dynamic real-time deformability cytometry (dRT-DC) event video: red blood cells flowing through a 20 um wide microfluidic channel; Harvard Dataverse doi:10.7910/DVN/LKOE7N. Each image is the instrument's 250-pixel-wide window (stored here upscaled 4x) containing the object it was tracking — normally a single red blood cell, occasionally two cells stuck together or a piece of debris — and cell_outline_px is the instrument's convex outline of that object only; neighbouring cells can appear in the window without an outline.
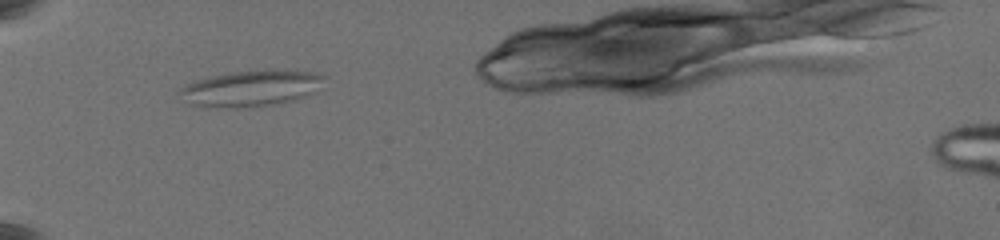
{"species": "common noctule bat (a hibernating species)", "species_latin": "Nyctalus noctula", "temperature_condition": "warm", "stored_images_in_passage": 35, "camera_frame_rate_fps": 3000, "um_per_image_px": 0.085, "animal": {"sex": "female", "body_mass_g": 19.5, "forearm_length_mm": 54.1}, "frame": {"image": 1, "passage_image": 1, "time_ms": 0.0, "image_size_px": [1000, 240], "cell_outline_px": [[324, 76], [316, 92], [292, 100], [268, 104], [236, 108], [228, 108], [192, 104], [176, 92], [180, 88], [188, 84], [200, 80], [232, 72], [272, 68], [316, 72]], "centroid_in_image_um": [21.39, 7.48], "position_along_channel_um": 63.6, "area_um2": 29.82}}
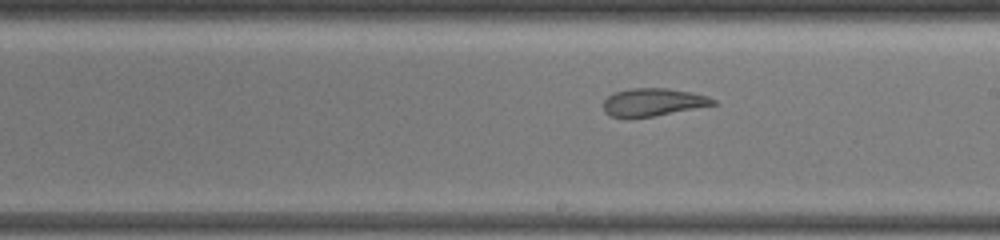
{"frame": {"image": 2, "passage_image": 16, "time_ms": 5.0, "image_size_px": [1000, 240], "cell_outline_px": [[716, 104], [652, 116], [624, 120], [608, 116], [604, 112], [604, 100], [608, 96], [616, 92], [632, 88], [668, 88], [692, 92], [708, 96], [716, 100]], "centroid_in_image_um": [55.44, 8.71], "position_along_channel_um": 233.6, "area_um2": 17.98}}
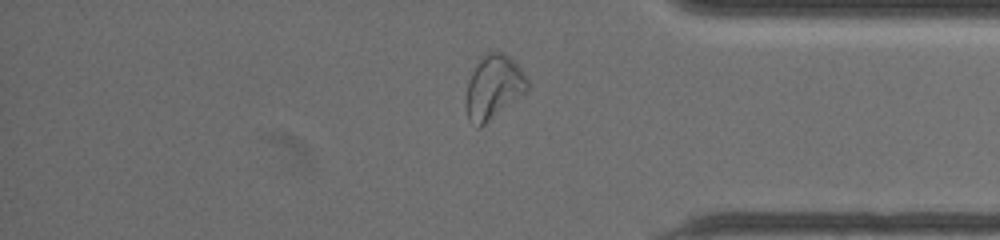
{"frame": {"image": 3, "passage_image": 30, "time_ms": 9.667, "image_size_px": [1000, 240], "cell_outline_px": [[528, 88], [524, 92], [480, 128], [476, 128], [468, 120], [464, 104], [468, 80], [476, 64], [488, 52], [504, 52], [520, 68], [528, 80]], "centroid_in_image_um": [41.89, 7.43], "position_along_channel_um": 393.3, "area_um2": 22.6}}